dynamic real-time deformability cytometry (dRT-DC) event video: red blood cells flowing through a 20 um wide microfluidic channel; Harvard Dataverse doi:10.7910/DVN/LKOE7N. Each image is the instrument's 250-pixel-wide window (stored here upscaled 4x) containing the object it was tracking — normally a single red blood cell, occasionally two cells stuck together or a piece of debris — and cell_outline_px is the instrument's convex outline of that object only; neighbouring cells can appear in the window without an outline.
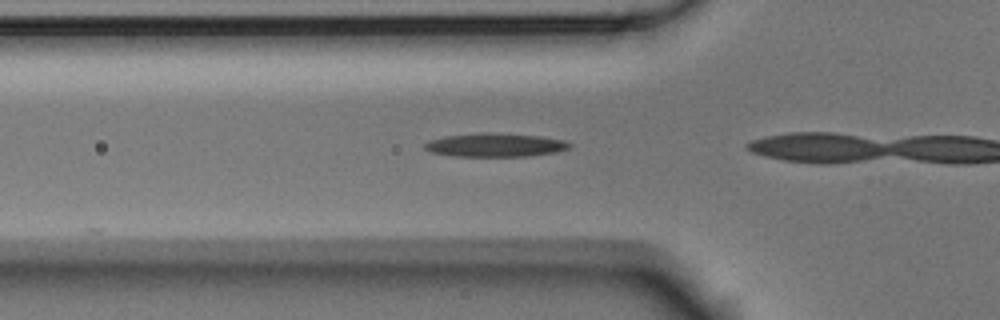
{"species": "Egyptian fruit bat (a non-hibernating species)", "species_latin": "Rousettus aegyptiacus", "temperature_condition": "room temperature", "stored_images_in_passage": 4, "camera_frame_rate_fps": 3000, "um_per_image_px": 0.085, "animal": {"sex": "male"}, "frame": {"image": 1, "passage_image": 4, "time_ms": 1.0, "image_size_px": [1000, 320], "cell_outline_px": [[572, 148], [556, 152], [528, 156], [452, 156], [432, 152], [424, 148], [424, 144], [428, 140], [444, 136], [480, 132], [488, 132], [540, 136], [564, 140], [572, 144]], "centroid_in_image_um": [42.1, 12.32], "position_along_channel_um": 83.7, "area_um2": 20.06}}